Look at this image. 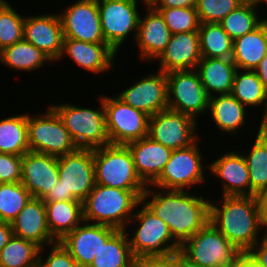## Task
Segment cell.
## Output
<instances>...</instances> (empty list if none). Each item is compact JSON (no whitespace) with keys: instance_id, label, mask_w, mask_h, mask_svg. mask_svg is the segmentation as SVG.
I'll return each instance as SVG.
<instances>
[{"instance_id":"f907efd6","label":"cell","mask_w":267,"mask_h":267,"mask_svg":"<svg viewBox=\"0 0 267 267\" xmlns=\"http://www.w3.org/2000/svg\"><path fill=\"white\" fill-rule=\"evenodd\" d=\"M177 267H203L187 259L180 251L177 252Z\"/></svg>"},{"instance_id":"b9f144b4","label":"cell","mask_w":267,"mask_h":267,"mask_svg":"<svg viewBox=\"0 0 267 267\" xmlns=\"http://www.w3.org/2000/svg\"><path fill=\"white\" fill-rule=\"evenodd\" d=\"M38 267H80V266L77 264V262L71 256V254L64 248V246L59 241H57L54 244L42 247L40 249Z\"/></svg>"},{"instance_id":"db71d44e","label":"cell","mask_w":267,"mask_h":267,"mask_svg":"<svg viewBox=\"0 0 267 267\" xmlns=\"http://www.w3.org/2000/svg\"><path fill=\"white\" fill-rule=\"evenodd\" d=\"M259 7H263L265 4V9H267V0H256ZM263 4V5H262Z\"/></svg>"},{"instance_id":"484cf974","label":"cell","mask_w":267,"mask_h":267,"mask_svg":"<svg viewBox=\"0 0 267 267\" xmlns=\"http://www.w3.org/2000/svg\"><path fill=\"white\" fill-rule=\"evenodd\" d=\"M247 109L232 94L216 95L210 97L207 116H211V121L222 132L223 138L224 133L235 137L247 126V115L251 113Z\"/></svg>"},{"instance_id":"e0dca14e","label":"cell","mask_w":267,"mask_h":267,"mask_svg":"<svg viewBox=\"0 0 267 267\" xmlns=\"http://www.w3.org/2000/svg\"><path fill=\"white\" fill-rule=\"evenodd\" d=\"M117 231L114 227L83 221L59 242L80 267H89L102 245Z\"/></svg>"},{"instance_id":"1f68e13d","label":"cell","mask_w":267,"mask_h":267,"mask_svg":"<svg viewBox=\"0 0 267 267\" xmlns=\"http://www.w3.org/2000/svg\"><path fill=\"white\" fill-rule=\"evenodd\" d=\"M53 61L43 51L22 39L0 51V63L16 72H34ZM19 70V71H18Z\"/></svg>"},{"instance_id":"7402d4cb","label":"cell","mask_w":267,"mask_h":267,"mask_svg":"<svg viewBox=\"0 0 267 267\" xmlns=\"http://www.w3.org/2000/svg\"><path fill=\"white\" fill-rule=\"evenodd\" d=\"M58 180V157L31 151L22 156L21 183L32 198L43 199Z\"/></svg>"},{"instance_id":"83f0119b","label":"cell","mask_w":267,"mask_h":267,"mask_svg":"<svg viewBox=\"0 0 267 267\" xmlns=\"http://www.w3.org/2000/svg\"><path fill=\"white\" fill-rule=\"evenodd\" d=\"M252 32L233 41L232 60L237 69L254 70L267 54V16Z\"/></svg>"},{"instance_id":"44dd1931","label":"cell","mask_w":267,"mask_h":267,"mask_svg":"<svg viewBox=\"0 0 267 267\" xmlns=\"http://www.w3.org/2000/svg\"><path fill=\"white\" fill-rule=\"evenodd\" d=\"M70 58L85 71L94 75L111 72L117 61V54L107 43H88L63 38L62 52L57 63L64 57Z\"/></svg>"},{"instance_id":"603a6c76","label":"cell","mask_w":267,"mask_h":267,"mask_svg":"<svg viewBox=\"0 0 267 267\" xmlns=\"http://www.w3.org/2000/svg\"><path fill=\"white\" fill-rule=\"evenodd\" d=\"M198 31L172 34L167 47L154 61L164 73L195 70L201 60Z\"/></svg>"},{"instance_id":"681fc988","label":"cell","mask_w":267,"mask_h":267,"mask_svg":"<svg viewBox=\"0 0 267 267\" xmlns=\"http://www.w3.org/2000/svg\"><path fill=\"white\" fill-rule=\"evenodd\" d=\"M262 84L264 85L265 90L267 91V54L260 61L259 65L254 69Z\"/></svg>"},{"instance_id":"ac0fdd59","label":"cell","mask_w":267,"mask_h":267,"mask_svg":"<svg viewBox=\"0 0 267 267\" xmlns=\"http://www.w3.org/2000/svg\"><path fill=\"white\" fill-rule=\"evenodd\" d=\"M63 38L62 23L58 12L25 15L23 39L48 55L54 64L61 55Z\"/></svg>"},{"instance_id":"11a10c76","label":"cell","mask_w":267,"mask_h":267,"mask_svg":"<svg viewBox=\"0 0 267 267\" xmlns=\"http://www.w3.org/2000/svg\"><path fill=\"white\" fill-rule=\"evenodd\" d=\"M262 193H267V187H266V189Z\"/></svg>"},{"instance_id":"60d3db41","label":"cell","mask_w":267,"mask_h":267,"mask_svg":"<svg viewBox=\"0 0 267 267\" xmlns=\"http://www.w3.org/2000/svg\"><path fill=\"white\" fill-rule=\"evenodd\" d=\"M245 0H197L196 10L200 23H220Z\"/></svg>"},{"instance_id":"9c48e42d","label":"cell","mask_w":267,"mask_h":267,"mask_svg":"<svg viewBox=\"0 0 267 267\" xmlns=\"http://www.w3.org/2000/svg\"><path fill=\"white\" fill-rule=\"evenodd\" d=\"M28 145L31 152L56 157L75 152L78 147L55 110L47 104L46 111H27Z\"/></svg>"},{"instance_id":"2e32d148","label":"cell","mask_w":267,"mask_h":267,"mask_svg":"<svg viewBox=\"0 0 267 267\" xmlns=\"http://www.w3.org/2000/svg\"><path fill=\"white\" fill-rule=\"evenodd\" d=\"M120 93L115 94L124 103L152 116L168 108L166 73L156 69L143 78L129 83Z\"/></svg>"},{"instance_id":"6da1fadb","label":"cell","mask_w":267,"mask_h":267,"mask_svg":"<svg viewBox=\"0 0 267 267\" xmlns=\"http://www.w3.org/2000/svg\"><path fill=\"white\" fill-rule=\"evenodd\" d=\"M208 198L192 190H165L147 186L141 201L168 225L173 239L181 246L209 222Z\"/></svg>"},{"instance_id":"f35d334b","label":"cell","mask_w":267,"mask_h":267,"mask_svg":"<svg viewBox=\"0 0 267 267\" xmlns=\"http://www.w3.org/2000/svg\"><path fill=\"white\" fill-rule=\"evenodd\" d=\"M25 16L8 0H0V51L23 39Z\"/></svg>"},{"instance_id":"7c38bea8","label":"cell","mask_w":267,"mask_h":267,"mask_svg":"<svg viewBox=\"0 0 267 267\" xmlns=\"http://www.w3.org/2000/svg\"><path fill=\"white\" fill-rule=\"evenodd\" d=\"M103 105L110 144L126 145L148 136V114L124 103L115 95L103 94Z\"/></svg>"},{"instance_id":"5bb4252c","label":"cell","mask_w":267,"mask_h":267,"mask_svg":"<svg viewBox=\"0 0 267 267\" xmlns=\"http://www.w3.org/2000/svg\"><path fill=\"white\" fill-rule=\"evenodd\" d=\"M198 120L171 109H165L149 118L148 137L172 150L187 148L201 137Z\"/></svg>"},{"instance_id":"8992f818","label":"cell","mask_w":267,"mask_h":267,"mask_svg":"<svg viewBox=\"0 0 267 267\" xmlns=\"http://www.w3.org/2000/svg\"><path fill=\"white\" fill-rule=\"evenodd\" d=\"M97 99L98 108L83 107L72 103L49 105L55 110L69 131L78 148L95 149L110 144L106 130L103 94Z\"/></svg>"},{"instance_id":"4316f807","label":"cell","mask_w":267,"mask_h":267,"mask_svg":"<svg viewBox=\"0 0 267 267\" xmlns=\"http://www.w3.org/2000/svg\"><path fill=\"white\" fill-rule=\"evenodd\" d=\"M195 70L209 97L231 93L237 71L231 58L202 57Z\"/></svg>"},{"instance_id":"74e56055","label":"cell","mask_w":267,"mask_h":267,"mask_svg":"<svg viewBox=\"0 0 267 267\" xmlns=\"http://www.w3.org/2000/svg\"><path fill=\"white\" fill-rule=\"evenodd\" d=\"M31 198L21 182L0 184V221L11 223Z\"/></svg>"},{"instance_id":"9a60e30c","label":"cell","mask_w":267,"mask_h":267,"mask_svg":"<svg viewBox=\"0 0 267 267\" xmlns=\"http://www.w3.org/2000/svg\"><path fill=\"white\" fill-rule=\"evenodd\" d=\"M64 38L88 43H106L100 21L98 0H76L58 12Z\"/></svg>"},{"instance_id":"cb8c5ba5","label":"cell","mask_w":267,"mask_h":267,"mask_svg":"<svg viewBox=\"0 0 267 267\" xmlns=\"http://www.w3.org/2000/svg\"><path fill=\"white\" fill-rule=\"evenodd\" d=\"M126 146L131 152L136 173L146 186H150L159 177L173 151L148 136Z\"/></svg>"},{"instance_id":"4fadbf2b","label":"cell","mask_w":267,"mask_h":267,"mask_svg":"<svg viewBox=\"0 0 267 267\" xmlns=\"http://www.w3.org/2000/svg\"><path fill=\"white\" fill-rule=\"evenodd\" d=\"M166 76L168 109L181 112L198 121L201 113H208L210 97L196 70L172 71L166 73Z\"/></svg>"},{"instance_id":"7dc6e473","label":"cell","mask_w":267,"mask_h":267,"mask_svg":"<svg viewBox=\"0 0 267 267\" xmlns=\"http://www.w3.org/2000/svg\"><path fill=\"white\" fill-rule=\"evenodd\" d=\"M231 267H262L247 252H241Z\"/></svg>"},{"instance_id":"ab89813d","label":"cell","mask_w":267,"mask_h":267,"mask_svg":"<svg viewBox=\"0 0 267 267\" xmlns=\"http://www.w3.org/2000/svg\"><path fill=\"white\" fill-rule=\"evenodd\" d=\"M160 12L172 34L198 31L200 20L195 7L153 8Z\"/></svg>"},{"instance_id":"c3c4849f","label":"cell","mask_w":267,"mask_h":267,"mask_svg":"<svg viewBox=\"0 0 267 267\" xmlns=\"http://www.w3.org/2000/svg\"><path fill=\"white\" fill-rule=\"evenodd\" d=\"M12 236L11 223L0 221V250L8 243Z\"/></svg>"},{"instance_id":"3957f363","label":"cell","mask_w":267,"mask_h":267,"mask_svg":"<svg viewBox=\"0 0 267 267\" xmlns=\"http://www.w3.org/2000/svg\"><path fill=\"white\" fill-rule=\"evenodd\" d=\"M146 190H125L96 184L83 201L85 222L125 230Z\"/></svg>"},{"instance_id":"f1b7e54d","label":"cell","mask_w":267,"mask_h":267,"mask_svg":"<svg viewBox=\"0 0 267 267\" xmlns=\"http://www.w3.org/2000/svg\"><path fill=\"white\" fill-rule=\"evenodd\" d=\"M250 149L239 151L247 163L250 178V196H259L267 187V125L261 121ZM245 152V153H244Z\"/></svg>"},{"instance_id":"30bf717a","label":"cell","mask_w":267,"mask_h":267,"mask_svg":"<svg viewBox=\"0 0 267 267\" xmlns=\"http://www.w3.org/2000/svg\"><path fill=\"white\" fill-rule=\"evenodd\" d=\"M179 251L203 267H231L241 253L210 221L185 241Z\"/></svg>"},{"instance_id":"5b68a950","label":"cell","mask_w":267,"mask_h":267,"mask_svg":"<svg viewBox=\"0 0 267 267\" xmlns=\"http://www.w3.org/2000/svg\"><path fill=\"white\" fill-rule=\"evenodd\" d=\"M58 170L59 180L42 200L83 202L95 185L93 149L59 156Z\"/></svg>"},{"instance_id":"816d5d0a","label":"cell","mask_w":267,"mask_h":267,"mask_svg":"<svg viewBox=\"0 0 267 267\" xmlns=\"http://www.w3.org/2000/svg\"><path fill=\"white\" fill-rule=\"evenodd\" d=\"M258 197L261 202L263 221L265 227H267V193H261Z\"/></svg>"},{"instance_id":"7a4b0ae2","label":"cell","mask_w":267,"mask_h":267,"mask_svg":"<svg viewBox=\"0 0 267 267\" xmlns=\"http://www.w3.org/2000/svg\"><path fill=\"white\" fill-rule=\"evenodd\" d=\"M210 199L209 221L241 252H248L265 234L258 196ZM262 233V234H261Z\"/></svg>"},{"instance_id":"f6af8a7d","label":"cell","mask_w":267,"mask_h":267,"mask_svg":"<svg viewBox=\"0 0 267 267\" xmlns=\"http://www.w3.org/2000/svg\"><path fill=\"white\" fill-rule=\"evenodd\" d=\"M247 253L262 267H267V235L265 234Z\"/></svg>"},{"instance_id":"8fae6325","label":"cell","mask_w":267,"mask_h":267,"mask_svg":"<svg viewBox=\"0 0 267 267\" xmlns=\"http://www.w3.org/2000/svg\"><path fill=\"white\" fill-rule=\"evenodd\" d=\"M138 6L139 0H98L105 42L117 54L121 53V46L124 48L130 36L134 37L133 42L135 41L139 17L143 12Z\"/></svg>"},{"instance_id":"52a82bcc","label":"cell","mask_w":267,"mask_h":267,"mask_svg":"<svg viewBox=\"0 0 267 267\" xmlns=\"http://www.w3.org/2000/svg\"><path fill=\"white\" fill-rule=\"evenodd\" d=\"M95 183L125 190H146L137 175L126 145L109 144L93 149Z\"/></svg>"},{"instance_id":"ffe728a7","label":"cell","mask_w":267,"mask_h":267,"mask_svg":"<svg viewBox=\"0 0 267 267\" xmlns=\"http://www.w3.org/2000/svg\"><path fill=\"white\" fill-rule=\"evenodd\" d=\"M224 152L211 163L208 161L209 177L219 179L222 196H250V178L245 158L236 149Z\"/></svg>"},{"instance_id":"f546056e","label":"cell","mask_w":267,"mask_h":267,"mask_svg":"<svg viewBox=\"0 0 267 267\" xmlns=\"http://www.w3.org/2000/svg\"><path fill=\"white\" fill-rule=\"evenodd\" d=\"M44 204L49 232L56 241H60L84 221L83 202L79 200L44 201Z\"/></svg>"},{"instance_id":"d4e9b609","label":"cell","mask_w":267,"mask_h":267,"mask_svg":"<svg viewBox=\"0 0 267 267\" xmlns=\"http://www.w3.org/2000/svg\"><path fill=\"white\" fill-rule=\"evenodd\" d=\"M13 235L45 247L56 243L47 225L46 208L42 199L31 198L11 222Z\"/></svg>"},{"instance_id":"7bdbcfd3","label":"cell","mask_w":267,"mask_h":267,"mask_svg":"<svg viewBox=\"0 0 267 267\" xmlns=\"http://www.w3.org/2000/svg\"><path fill=\"white\" fill-rule=\"evenodd\" d=\"M22 156L0 152V184L21 182Z\"/></svg>"},{"instance_id":"d6a6232c","label":"cell","mask_w":267,"mask_h":267,"mask_svg":"<svg viewBox=\"0 0 267 267\" xmlns=\"http://www.w3.org/2000/svg\"><path fill=\"white\" fill-rule=\"evenodd\" d=\"M27 112L0 119V152L23 156L29 152Z\"/></svg>"},{"instance_id":"8d00e7d4","label":"cell","mask_w":267,"mask_h":267,"mask_svg":"<svg viewBox=\"0 0 267 267\" xmlns=\"http://www.w3.org/2000/svg\"><path fill=\"white\" fill-rule=\"evenodd\" d=\"M41 247L13 235L0 250V267H38Z\"/></svg>"},{"instance_id":"f5cc1de1","label":"cell","mask_w":267,"mask_h":267,"mask_svg":"<svg viewBox=\"0 0 267 267\" xmlns=\"http://www.w3.org/2000/svg\"><path fill=\"white\" fill-rule=\"evenodd\" d=\"M155 0H141L140 3H143L144 6H150Z\"/></svg>"},{"instance_id":"bcb514c9","label":"cell","mask_w":267,"mask_h":267,"mask_svg":"<svg viewBox=\"0 0 267 267\" xmlns=\"http://www.w3.org/2000/svg\"><path fill=\"white\" fill-rule=\"evenodd\" d=\"M197 0H155L150 6L152 8H170V7H196Z\"/></svg>"},{"instance_id":"ee69618b","label":"cell","mask_w":267,"mask_h":267,"mask_svg":"<svg viewBox=\"0 0 267 267\" xmlns=\"http://www.w3.org/2000/svg\"><path fill=\"white\" fill-rule=\"evenodd\" d=\"M131 267H177V252L169 256L135 257Z\"/></svg>"},{"instance_id":"e575fe53","label":"cell","mask_w":267,"mask_h":267,"mask_svg":"<svg viewBox=\"0 0 267 267\" xmlns=\"http://www.w3.org/2000/svg\"><path fill=\"white\" fill-rule=\"evenodd\" d=\"M259 9L262 11V8L258 6L256 0H245L241 5L223 18L220 24L234 41L235 39L252 32L263 22V17L260 16L263 15V11L262 14H260Z\"/></svg>"},{"instance_id":"836d02e7","label":"cell","mask_w":267,"mask_h":267,"mask_svg":"<svg viewBox=\"0 0 267 267\" xmlns=\"http://www.w3.org/2000/svg\"><path fill=\"white\" fill-rule=\"evenodd\" d=\"M134 258L128 234L118 230L102 245L89 267H131Z\"/></svg>"},{"instance_id":"4dcf8cb0","label":"cell","mask_w":267,"mask_h":267,"mask_svg":"<svg viewBox=\"0 0 267 267\" xmlns=\"http://www.w3.org/2000/svg\"><path fill=\"white\" fill-rule=\"evenodd\" d=\"M230 94L247 107L248 111H254L253 108L262 109L261 122L267 125V91L254 70L237 69Z\"/></svg>"},{"instance_id":"d6986e66","label":"cell","mask_w":267,"mask_h":267,"mask_svg":"<svg viewBox=\"0 0 267 267\" xmlns=\"http://www.w3.org/2000/svg\"><path fill=\"white\" fill-rule=\"evenodd\" d=\"M145 13L139 17L137 35L135 38L136 49L139 50L138 60L153 64L165 50L172 33L159 11L151 6H144Z\"/></svg>"},{"instance_id":"ba28073f","label":"cell","mask_w":267,"mask_h":267,"mask_svg":"<svg viewBox=\"0 0 267 267\" xmlns=\"http://www.w3.org/2000/svg\"><path fill=\"white\" fill-rule=\"evenodd\" d=\"M200 141L201 139L190 147L173 150L159 177L150 186L165 190L191 191V187L194 190L196 185L201 187L205 184V173L209 166L199 148Z\"/></svg>"},{"instance_id":"277c9868","label":"cell","mask_w":267,"mask_h":267,"mask_svg":"<svg viewBox=\"0 0 267 267\" xmlns=\"http://www.w3.org/2000/svg\"><path fill=\"white\" fill-rule=\"evenodd\" d=\"M130 226L136 227L132 231ZM125 231L134 257L169 256L180 250V245L173 239L168 225L142 201L137 205Z\"/></svg>"},{"instance_id":"d590c367","label":"cell","mask_w":267,"mask_h":267,"mask_svg":"<svg viewBox=\"0 0 267 267\" xmlns=\"http://www.w3.org/2000/svg\"><path fill=\"white\" fill-rule=\"evenodd\" d=\"M198 34L202 57L232 58L233 40L220 23H201Z\"/></svg>"}]
</instances>
